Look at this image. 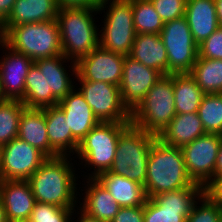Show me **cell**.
<instances>
[{
    "instance_id": "obj_41",
    "label": "cell",
    "mask_w": 222,
    "mask_h": 222,
    "mask_svg": "<svg viewBox=\"0 0 222 222\" xmlns=\"http://www.w3.org/2000/svg\"><path fill=\"white\" fill-rule=\"evenodd\" d=\"M16 0H0V24L9 16Z\"/></svg>"
},
{
    "instance_id": "obj_31",
    "label": "cell",
    "mask_w": 222,
    "mask_h": 222,
    "mask_svg": "<svg viewBox=\"0 0 222 222\" xmlns=\"http://www.w3.org/2000/svg\"><path fill=\"white\" fill-rule=\"evenodd\" d=\"M136 34H159L164 22L150 0H132Z\"/></svg>"
},
{
    "instance_id": "obj_30",
    "label": "cell",
    "mask_w": 222,
    "mask_h": 222,
    "mask_svg": "<svg viewBox=\"0 0 222 222\" xmlns=\"http://www.w3.org/2000/svg\"><path fill=\"white\" fill-rule=\"evenodd\" d=\"M24 108L25 105L20 100H0V148L17 138Z\"/></svg>"
},
{
    "instance_id": "obj_43",
    "label": "cell",
    "mask_w": 222,
    "mask_h": 222,
    "mask_svg": "<svg viewBox=\"0 0 222 222\" xmlns=\"http://www.w3.org/2000/svg\"><path fill=\"white\" fill-rule=\"evenodd\" d=\"M222 175V142L220 143L217 160L215 164V176Z\"/></svg>"
},
{
    "instance_id": "obj_35",
    "label": "cell",
    "mask_w": 222,
    "mask_h": 222,
    "mask_svg": "<svg viewBox=\"0 0 222 222\" xmlns=\"http://www.w3.org/2000/svg\"><path fill=\"white\" fill-rule=\"evenodd\" d=\"M221 217L222 207L202 194L194 203L186 222H219Z\"/></svg>"
},
{
    "instance_id": "obj_21",
    "label": "cell",
    "mask_w": 222,
    "mask_h": 222,
    "mask_svg": "<svg viewBox=\"0 0 222 222\" xmlns=\"http://www.w3.org/2000/svg\"><path fill=\"white\" fill-rule=\"evenodd\" d=\"M57 105L64 111L67 125L79 142L100 122L75 87Z\"/></svg>"
},
{
    "instance_id": "obj_38",
    "label": "cell",
    "mask_w": 222,
    "mask_h": 222,
    "mask_svg": "<svg viewBox=\"0 0 222 222\" xmlns=\"http://www.w3.org/2000/svg\"><path fill=\"white\" fill-rule=\"evenodd\" d=\"M111 222H144V205L120 207Z\"/></svg>"
},
{
    "instance_id": "obj_24",
    "label": "cell",
    "mask_w": 222,
    "mask_h": 222,
    "mask_svg": "<svg viewBox=\"0 0 222 222\" xmlns=\"http://www.w3.org/2000/svg\"><path fill=\"white\" fill-rule=\"evenodd\" d=\"M43 111L50 146L59 155L73 156L76 154L80 142L72 135L64 111L58 105L43 108Z\"/></svg>"
},
{
    "instance_id": "obj_3",
    "label": "cell",
    "mask_w": 222,
    "mask_h": 222,
    "mask_svg": "<svg viewBox=\"0 0 222 222\" xmlns=\"http://www.w3.org/2000/svg\"><path fill=\"white\" fill-rule=\"evenodd\" d=\"M193 183L186 169L182 149L166 145L156 138L148 156L144 184L147 197L187 188Z\"/></svg>"
},
{
    "instance_id": "obj_39",
    "label": "cell",
    "mask_w": 222,
    "mask_h": 222,
    "mask_svg": "<svg viewBox=\"0 0 222 222\" xmlns=\"http://www.w3.org/2000/svg\"><path fill=\"white\" fill-rule=\"evenodd\" d=\"M203 194L222 207V175L213 176L204 186Z\"/></svg>"
},
{
    "instance_id": "obj_46",
    "label": "cell",
    "mask_w": 222,
    "mask_h": 222,
    "mask_svg": "<svg viewBox=\"0 0 222 222\" xmlns=\"http://www.w3.org/2000/svg\"><path fill=\"white\" fill-rule=\"evenodd\" d=\"M14 222H31L29 219H25V220H17V221H14Z\"/></svg>"
},
{
    "instance_id": "obj_1",
    "label": "cell",
    "mask_w": 222,
    "mask_h": 222,
    "mask_svg": "<svg viewBox=\"0 0 222 222\" xmlns=\"http://www.w3.org/2000/svg\"><path fill=\"white\" fill-rule=\"evenodd\" d=\"M72 157L68 155L47 157L32 174L28 181L36 202L62 208H77L79 202L77 190L80 186L77 181L80 175L78 176V170L74 166L77 160Z\"/></svg>"
},
{
    "instance_id": "obj_25",
    "label": "cell",
    "mask_w": 222,
    "mask_h": 222,
    "mask_svg": "<svg viewBox=\"0 0 222 222\" xmlns=\"http://www.w3.org/2000/svg\"><path fill=\"white\" fill-rule=\"evenodd\" d=\"M96 179L120 207L143 206L148 199L144 186L136 181L109 171L100 173Z\"/></svg>"
},
{
    "instance_id": "obj_17",
    "label": "cell",
    "mask_w": 222,
    "mask_h": 222,
    "mask_svg": "<svg viewBox=\"0 0 222 222\" xmlns=\"http://www.w3.org/2000/svg\"><path fill=\"white\" fill-rule=\"evenodd\" d=\"M161 76L159 71L146 67L129 55L125 56L119 89L122 101L130 111L139 104Z\"/></svg>"
},
{
    "instance_id": "obj_22",
    "label": "cell",
    "mask_w": 222,
    "mask_h": 222,
    "mask_svg": "<svg viewBox=\"0 0 222 222\" xmlns=\"http://www.w3.org/2000/svg\"><path fill=\"white\" fill-rule=\"evenodd\" d=\"M17 137L37 148L46 157L59 155L49 144L43 109L26 107L23 109Z\"/></svg>"
},
{
    "instance_id": "obj_45",
    "label": "cell",
    "mask_w": 222,
    "mask_h": 222,
    "mask_svg": "<svg viewBox=\"0 0 222 222\" xmlns=\"http://www.w3.org/2000/svg\"><path fill=\"white\" fill-rule=\"evenodd\" d=\"M0 222H9L1 198H0Z\"/></svg>"
},
{
    "instance_id": "obj_44",
    "label": "cell",
    "mask_w": 222,
    "mask_h": 222,
    "mask_svg": "<svg viewBox=\"0 0 222 222\" xmlns=\"http://www.w3.org/2000/svg\"><path fill=\"white\" fill-rule=\"evenodd\" d=\"M218 23L222 26V0H214Z\"/></svg>"
},
{
    "instance_id": "obj_33",
    "label": "cell",
    "mask_w": 222,
    "mask_h": 222,
    "mask_svg": "<svg viewBox=\"0 0 222 222\" xmlns=\"http://www.w3.org/2000/svg\"><path fill=\"white\" fill-rule=\"evenodd\" d=\"M26 108H45L44 73L33 63L25 80V97L21 101Z\"/></svg>"
},
{
    "instance_id": "obj_23",
    "label": "cell",
    "mask_w": 222,
    "mask_h": 222,
    "mask_svg": "<svg viewBox=\"0 0 222 222\" xmlns=\"http://www.w3.org/2000/svg\"><path fill=\"white\" fill-rule=\"evenodd\" d=\"M185 18L197 45L220 26L214 0H186Z\"/></svg>"
},
{
    "instance_id": "obj_8",
    "label": "cell",
    "mask_w": 222,
    "mask_h": 222,
    "mask_svg": "<svg viewBox=\"0 0 222 222\" xmlns=\"http://www.w3.org/2000/svg\"><path fill=\"white\" fill-rule=\"evenodd\" d=\"M98 12L106 14H103L104 20L101 19L99 46L114 53L130 55L136 36L132 0H102Z\"/></svg>"
},
{
    "instance_id": "obj_9",
    "label": "cell",
    "mask_w": 222,
    "mask_h": 222,
    "mask_svg": "<svg viewBox=\"0 0 222 222\" xmlns=\"http://www.w3.org/2000/svg\"><path fill=\"white\" fill-rule=\"evenodd\" d=\"M75 81H78L75 87L100 122L130 123L131 111L122 101L119 86L108 82L86 81L78 74Z\"/></svg>"
},
{
    "instance_id": "obj_6",
    "label": "cell",
    "mask_w": 222,
    "mask_h": 222,
    "mask_svg": "<svg viewBox=\"0 0 222 222\" xmlns=\"http://www.w3.org/2000/svg\"><path fill=\"white\" fill-rule=\"evenodd\" d=\"M130 123L99 122L79 143L73 158H78L84 169L94 170L81 175L84 178H96L100 173L109 171L116 155L118 139L121 132ZM81 160V161H80ZM83 163V164H82Z\"/></svg>"
},
{
    "instance_id": "obj_37",
    "label": "cell",
    "mask_w": 222,
    "mask_h": 222,
    "mask_svg": "<svg viewBox=\"0 0 222 222\" xmlns=\"http://www.w3.org/2000/svg\"><path fill=\"white\" fill-rule=\"evenodd\" d=\"M198 57L222 60V26L198 45Z\"/></svg>"
},
{
    "instance_id": "obj_7",
    "label": "cell",
    "mask_w": 222,
    "mask_h": 222,
    "mask_svg": "<svg viewBox=\"0 0 222 222\" xmlns=\"http://www.w3.org/2000/svg\"><path fill=\"white\" fill-rule=\"evenodd\" d=\"M156 138L130 123L119 136L115 159L109 172L144 186L148 156Z\"/></svg>"
},
{
    "instance_id": "obj_13",
    "label": "cell",
    "mask_w": 222,
    "mask_h": 222,
    "mask_svg": "<svg viewBox=\"0 0 222 222\" xmlns=\"http://www.w3.org/2000/svg\"><path fill=\"white\" fill-rule=\"evenodd\" d=\"M46 158L26 141L14 138L0 148L2 180L28 181Z\"/></svg>"
},
{
    "instance_id": "obj_5",
    "label": "cell",
    "mask_w": 222,
    "mask_h": 222,
    "mask_svg": "<svg viewBox=\"0 0 222 222\" xmlns=\"http://www.w3.org/2000/svg\"><path fill=\"white\" fill-rule=\"evenodd\" d=\"M175 115L173 74L162 75L131 111L130 123L158 136Z\"/></svg>"
},
{
    "instance_id": "obj_34",
    "label": "cell",
    "mask_w": 222,
    "mask_h": 222,
    "mask_svg": "<svg viewBox=\"0 0 222 222\" xmlns=\"http://www.w3.org/2000/svg\"><path fill=\"white\" fill-rule=\"evenodd\" d=\"M75 208H62L53 204H34L29 220L31 222H71Z\"/></svg>"
},
{
    "instance_id": "obj_18",
    "label": "cell",
    "mask_w": 222,
    "mask_h": 222,
    "mask_svg": "<svg viewBox=\"0 0 222 222\" xmlns=\"http://www.w3.org/2000/svg\"><path fill=\"white\" fill-rule=\"evenodd\" d=\"M83 179L82 185L84 186L79 187L78 190L81 192H79L78 207L91 217L102 222H111L118 213L120 206L96 178ZM81 199L82 202H80Z\"/></svg>"
},
{
    "instance_id": "obj_28",
    "label": "cell",
    "mask_w": 222,
    "mask_h": 222,
    "mask_svg": "<svg viewBox=\"0 0 222 222\" xmlns=\"http://www.w3.org/2000/svg\"><path fill=\"white\" fill-rule=\"evenodd\" d=\"M176 114L197 113L204 93L190 73H173Z\"/></svg>"
},
{
    "instance_id": "obj_26",
    "label": "cell",
    "mask_w": 222,
    "mask_h": 222,
    "mask_svg": "<svg viewBox=\"0 0 222 222\" xmlns=\"http://www.w3.org/2000/svg\"><path fill=\"white\" fill-rule=\"evenodd\" d=\"M205 133L198 113L176 114L157 138L166 145L182 148Z\"/></svg>"
},
{
    "instance_id": "obj_32",
    "label": "cell",
    "mask_w": 222,
    "mask_h": 222,
    "mask_svg": "<svg viewBox=\"0 0 222 222\" xmlns=\"http://www.w3.org/2000/svg\"><path fill=\"white\" fill-rule=\"evenodd\" d=\"M197 113L206 133L222 135V93L204 94Z\"/></svg>"
},
{
    "instance_id": "obj_11",
    "label": "cell",
    "mask_w": 222,
    "mask_h": 222,
    "mask_svg": "<svg viewBox=\"0 0 222 222\" xmlns=\"http://www.w3.org/2000/svg\"><path fill=\"white\" fill-rule=\"evenodd\" d=\"M159 35L167 51L168 74L190 73L198 58V45L185 16L165 22Z\"/></svg>"
},
{
    "instance_id": "obj_42",
    "label": "cell",
    "mask_w": 222,
    "mask_h": 222,
    "mask_svg": "<svg viewBox=\"0 0 222 222\" xmlns=\"http://www.w3.org/2000/svg\"><path fill=\"white\" fill-rule=\"evenodd\" d=\"M77 210V211H76ZM79 210V211H78ZM77 213V214H76ZM80 214V215H79ZM75 215V216H74ZM78 215V216H77ZM74 216V217H73ZM76 217H78L76 219ZM76 219V220H74ZM102 222L100 220H98L97 218L91 217L88 214H86L84 211H82L78 206L77 208L74 210L73 215H72V219L71 222Z\"/></svg>"
},
{
    "instance_id": "obj_27",
    "label": "cell",
    "mask_w": 222,
    "mask_h": 222,
    "mask_svg": "<svg viewBox=\"0 0 222 222\" xmlns=\"http://www.w3.org/2000/svg\"><path fill=\"white\" fill-rule=\"evenodd\" d=\"M130 57L168 75V56L159 34H136Z\"/></svg>"
},
{
    "instance_id": "obj_40",
    "label": "cell",
    "mask_w": 222,
    "mask_h": 222,
    "mask_svg": "<svg viewBox=\"0 0 222 222\" xmlns=\"http://www.w3.org/2000/svg\"><path fill=\"white\" fill-rule=\"evenodd\" d=\"M58 7H98L102 0H56Z\"/></svg>"
},
{
    "instance_id": "obj_10",
    "label": "cell",
    "mask_w": 222,
    "mask_h": 222,
    "mask_svg": "<svg viewBox=\"0 0 222 222\" xmlns=\"http://www.w3.org/2000/svg\"><path fill=\"white\" fill-rule=\"evenodd\" d=\"M203 194V186L193 183L187 188L163 192L144 204V222H186L194 203Z\"/></svg>"
},
{
    "instance_id": "obj_16",
    "label": "cell",
    "mask_w": 222,
    "mask_h": 222,
    "mask_svg": "<svg viewBox=\"0 0 222 222\" xmlns=\"http://www.w3.org/2000/svg\"><path fill=\"white\" fill-rule=\"evenodd\" d=\"M125 55L114 53L100 46L77 63V74L86 81L108 82L119 86Z\"/></svg>"
},
{
    "instance_id": "obj_15",
    "label": "cell",
    "mask_w": 222,
    "mask_h": 222,
    "mask_svg": "<svg viewBox=\"0 0 222 222\" xmlns=\"http://www.w3.org/2000/svg\"><path fill=\"white\" fill-rule=\"evenodd\" d=\"M0 96L1 99L20 100L25 97V80L34 61L12 50L0 39Z\"/></svg>"
},
{
    "instance_id": "obj_36",
    "label": "cell",
    "mask_w": 222,
    "mask_h": 222,
    "mask_svg": "<svg viewBox=\"0 0 222 222\" xmlns=\"http://www.w3.org/2000/svg\"><path fill=\"white\" fill-rule=\"evenodd\" d=\"M162 21L169 22L185 16L186 0H150Z\"/></svg>"
},
{
    "instance_id": "obj_19",
    "label": "cell",
    "mask_w": 222,
    "mask_h": 222,
    "mask_svg": "<svg viewBox=\"0 0 222 222\" xmlns=\"http://www.w3.org/2000/svg\"><path fill=\"white\" fill-rule=\"evenodd\" d=\"M0 198L9 222L29 219L36 203L29 181L2 180Z\"/></svg>"
},
{
    "instance_id": "obj_20",
    "label": "cell",
    "mask_w": 222,
    "mask_h": 222,
    "mask_svg": "<svg viewBox=\"0 0 222 222\" xmlns=\"http://www.w3.org/2000/svg\"><path fill=\"white\" fill-rule=\"evenodd\" d=\"M58 10L56 0H16L11 13L0 24V38L12 26L57 19Z\"/></svg>"
},
{
    "instance_id": "obj_14",
    "label": "cell",
    "mask_w": 222,
    "mask_h": 222,
    "mask_svg": "<svg viewBox=\"0 0 222 222\" xmlns=\"http://www.w3.org/2000/svg\"><path fill=\"white\" fill-rule=\"evenodd\" d=\"M34 64L41 73H44L45 108L56 106L75 87L76 63L61 54L50 58L37 59Z\"/></svg>"
},
{
    "instance_id": "obj_12",
    "label": "cell",
    "mask_w": 222,
    "mask_h": 222,
    "mask_svg": "<svg viewBox=\"0 0 222 222\" xmlns=\"http://www.w3.org/2000/svg\"><path fill=\"white\" fill-rule=\"evenodd\" d=\"M221 142V134L205 133L181 148L188 175L195 183L204 186L215 176Z\"/></svg>"
},
{
    "instance_id": "obj_29",
    "label": "cell",
    "mask_w": 222,
    "mask_h": 222,
    "mask_svg": "<svg viewBox=\"0 0 222 222\" xmlns=\"http://www.w3.org/2000/svg\"><path fill=\"white\" fill-rule=\"evenodd\" d=\"M190 74L204 94L222 93V60L198 57Z\"/></svg>"
},
{
    "instance_id": "obj_2",
    "label": "cell",
    "mask_w": 222,
    "mask_h": 222,
    "mask_svg": "<svg viewBox=\"0 0 222 222\" xmlns=\"http://www.w3.org/2000/svg\"><path fill=\"white\" fill-rule=\"evenodd\" d=\"M98 7H60L57 22L62 53L77 63L99 46ZM95 17V18H94ZM98 25V26H97Z\"/></svg>"
},
{
    "instance_id": "obj_4",
    "label": "cell",
    "mask_w": 222,
    "mask_h": 222,
    "mask_svg": "<svg viewBox=\"0 0 222 222\" xmlns=\"http://www.w3.org/2000/svg\"><path fill=\"white\" fill-rule=\"evenodd\" d=\"M0 39L33 61L63 54L57 19L12 26Z\"/></svg>"
},
{
    "instance_id": "obj_47",
    "label": "cell",
    "mask_w": 222,
    "mask_h": 222,
    "mask_svg": "<svg viewBox=\"0 0 222 222\" xmlns=\"http://www.w3.org/2000/svg\"><path fill=\"white\" fill-rule=\"evenodd\" d=\"M2 181V175H1V163H0V182Z\"/></svg>"
}]
</instances>
